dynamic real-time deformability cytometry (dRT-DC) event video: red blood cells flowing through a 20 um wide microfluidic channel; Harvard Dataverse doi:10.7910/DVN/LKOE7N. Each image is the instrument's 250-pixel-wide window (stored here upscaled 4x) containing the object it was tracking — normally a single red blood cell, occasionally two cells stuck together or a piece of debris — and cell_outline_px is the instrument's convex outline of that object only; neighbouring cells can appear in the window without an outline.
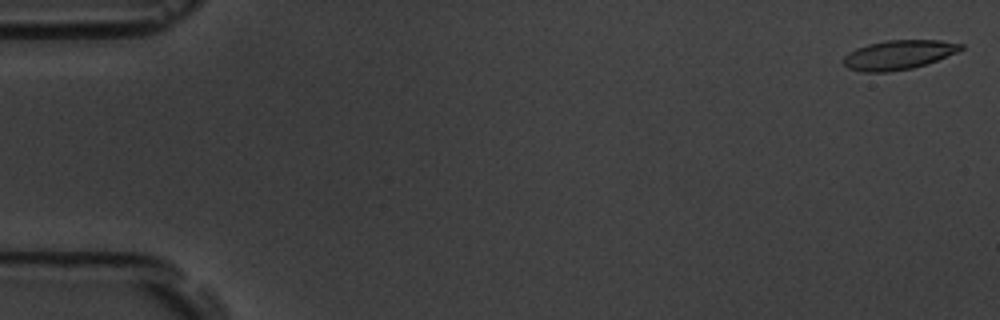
{"species": "common noctule bat (a hibernating species)", "species_latin": "Nyctalus noctula", "temperature_condition": "room temperature", "stored_images_in_passage": 9, "camera_frame_rate_fps": 3000, "um_per_image_px": 0.085, "animal": {"sex": "male", "body_mass_g": 19.5, "forearm_length_mm": 54.6}, "frame": {"image": 1, "passage_image": 1, "time_ms": 0.0, "image_size_px": [1000, 320], "cell_outline_px": [[964, 48], [956, 52], [936, 60], [912, 68], [888, 72], [860, 72], [848, 68], [844, 64], [844, 56], [856, 48], [868, 44], [888, 40], [940, 40], [964, 44]], "centroid_in_image_um": [76.36, 4.66], "position_along_channel_um": 8.6, "area_um2": 19.88}}
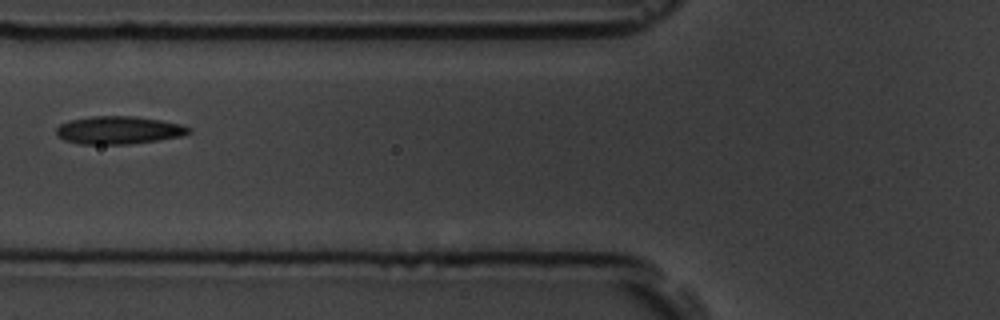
{"frame": {"image": 2, "passage_image": 7, "time_ms": 7.0, "image_size_px": [1000, 320], "cell_outline_px": [[192, 132], [180, 136], [156, 140], [128, 144], [80, 144], [64, 140], [56, 136], [56, 128], [60, 124], [68, 120], [92, 116], [136, 116], [160, 120], [180, 124], [192, 128]], "centroid_in_image_um": [10.05, 11.06], "position_along_channel_um": 115.7, "area_um2": 21.56}}
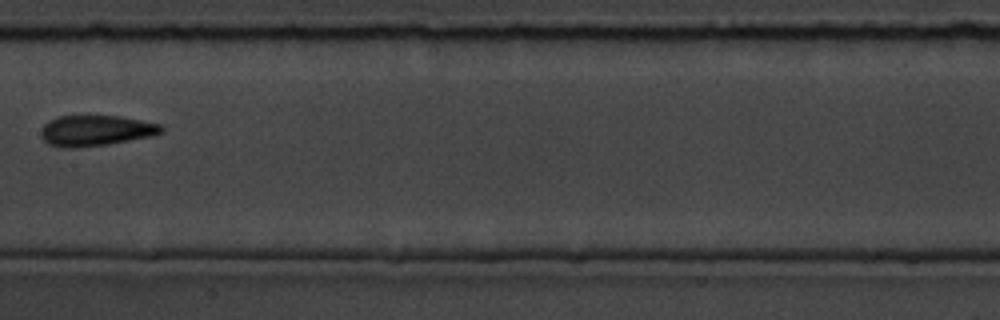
{"frame": {"image": 3, "passage_image": 9, "time_ms": 9.333, "image_size_px": [1000, 320], "cell_outline_px": [[164, 132], [152, 136], [108, 144], [76, 148], [64, 148], [48, 144], [40, 136], [40, 128], [48, 120], [56, 116], [120, 116], [164, 124]], "centroid_in_image_um": [8.14, 11.1], "position_along_channel_um": 199.3, "area_um2": 21.91}}